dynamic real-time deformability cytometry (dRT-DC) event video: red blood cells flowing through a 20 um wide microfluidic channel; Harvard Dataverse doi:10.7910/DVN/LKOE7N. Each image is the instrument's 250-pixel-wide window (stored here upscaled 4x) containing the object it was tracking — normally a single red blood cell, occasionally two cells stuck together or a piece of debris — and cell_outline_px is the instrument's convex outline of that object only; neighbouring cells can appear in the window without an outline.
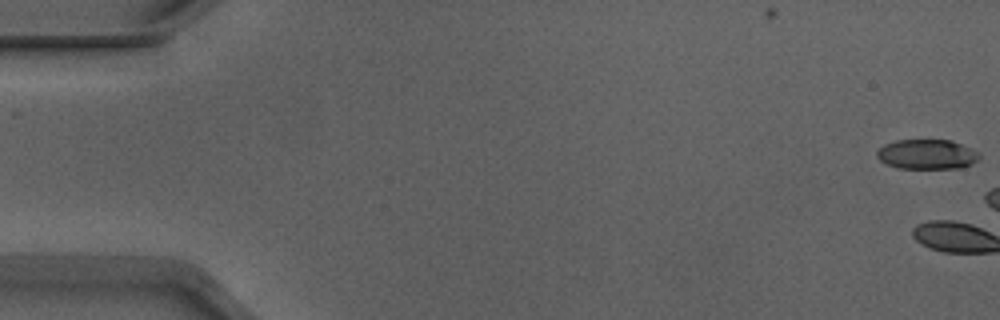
{"species": "Egyptian fruit bat (a non-hibernating species)", "species_latin": "Rousettus aegyptiacus", "temperature_condition": "warm", "stored_images_in_passage": 3, "camera_frame_rate_fps": 3000, "um_per_image_px": 0.085, "animal": {"sex": "male"}, "frame": {"image": 1, "passage_image": 1, "time_ms": 0.0, "image_size_px": [1000, 320], "cell_outline_px": [[980, 156], [972, 164], [960, 168], [900, 168], [888, 164], [880, 160], [876, 156], [876, 152], [884, 144], [896, 140], [952, 140], [972, 148], [980, 152]], "centroid_in_image_um": [78.82, 13.11], "position_along_channel_um": 6.2, "area_um2": 17.8}}